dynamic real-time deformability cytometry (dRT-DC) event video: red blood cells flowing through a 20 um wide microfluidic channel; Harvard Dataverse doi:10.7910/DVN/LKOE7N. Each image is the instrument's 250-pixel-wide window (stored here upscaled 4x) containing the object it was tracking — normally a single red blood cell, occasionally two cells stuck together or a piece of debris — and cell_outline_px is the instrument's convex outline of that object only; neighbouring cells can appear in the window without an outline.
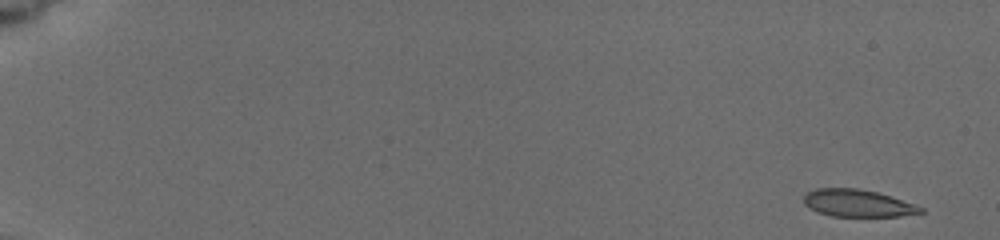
{"species": "common noctule bat (a hibernating species)", "species_latin": "Nyctalus noctula", "temperature_condition": "cold", "stored_images_in_passage": 39, "camera_frame_rate_fps": 3000, "um_per_image_px": 0.085, "animal": {"sex": "female", "body_mass_g": 19.5, "forearm_length_mm": 54.1}, "frame": {"image": 1, "passage_image": 1, "time_ms": 0.0, "image_size_px": [1000, 240], "cell_outline_px": [[924, 212], [900, 216], [832, 216], [816, 212], [808, 208], [804, 204], [804, 192], [816, 188], [856, 188], [876, 192], [892, 196], [924, 208]], "centroid_in_image_um": [72.85, 17.27], "position_along_channel_um": 12.1, "area_um2": 18.67}}
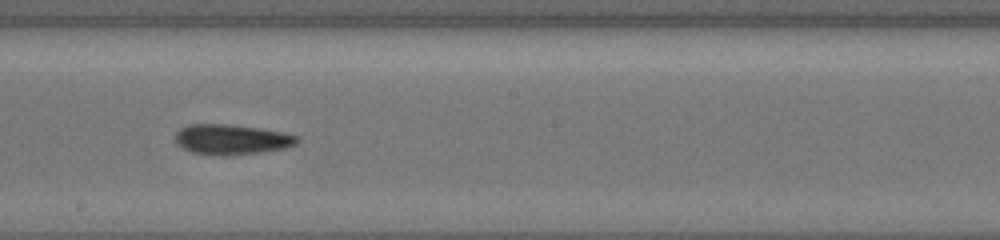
{"frame": {"image": 2, "passage_image": 23, "time_ms": 10.333, "image_size_px": [1000, 240], "cell_outline_px": [[300, 140], [296, 144], [284, 148], [260, 152], [228, 156], [220, 156], [192, 152], [176, 144], [176, 132], [180, 128], [192, 124], [228, 124], [284, 132], [300, 136]], "centroid_in_image_um": [19.7, 11.86], "position_along_channel_um": 228.5, "area_um2": 21.44}}
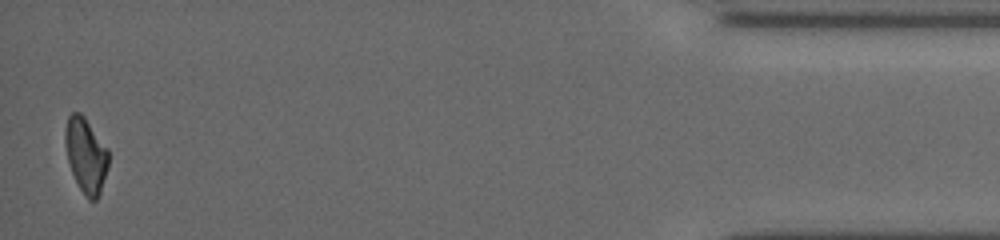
{"frame": {"image": 3, "passage_image": 39, "time_ms": 17.333, "image_size_px": [1000, 240], "cell_outline_px": [[108, 168], [100, 192], [96, 200], [88, 200], [84, 196], [72, 172], [68, 160], [64, 140], [64, 128], [68, 116], [72, 112], [80, 112], [84, 116], [108, 148]], "centroid_in_image_um": [7.29, 13.17], "position_along_channel_um": 427.9, "area_um2": 18.96}, "authors_computed_cell_mechanics": {"area_um2": 20.3456, "velocity_mm_per_s": 3.8708, "shape_relaxation_time_tau1_ms": 4.1941, "shape_relaxation_time_tau2_ms": 2.2848, "deformation_change_tau1": 0.1439, "deformation_change_tau2": 0.0907}}